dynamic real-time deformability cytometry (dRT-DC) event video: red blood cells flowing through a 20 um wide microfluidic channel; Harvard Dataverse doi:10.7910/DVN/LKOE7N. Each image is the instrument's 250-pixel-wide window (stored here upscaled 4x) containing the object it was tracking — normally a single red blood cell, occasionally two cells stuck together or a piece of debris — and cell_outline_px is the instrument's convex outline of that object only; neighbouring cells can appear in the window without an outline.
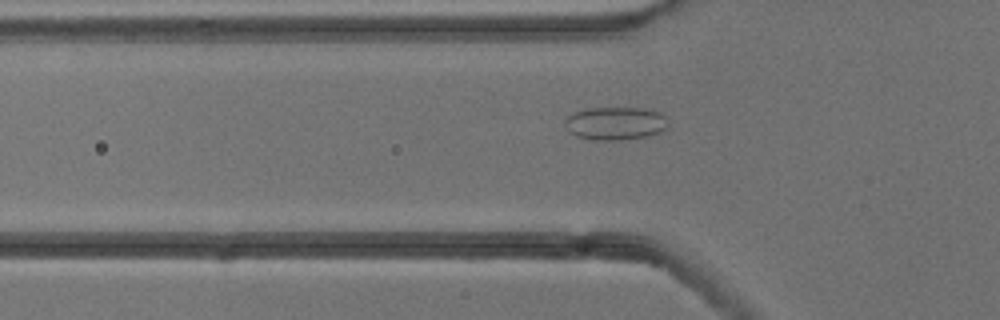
{"species": "common noctule bat (a hibernating species)", "species_latin": "Nyctalus noctula", "temperature_condition": "cold", "stored_images_in_passage": 54, "camera_frame_rate_fps": 3000, "um_per_image_px": 0.085, "animal": {"sex": "male", "body_mass_g": 13.3}, "frame": {"image": 1, "passage_image": 18, "time_ms": 5.667, "image_size_px": [1000, 320], "cell_outline_px": [[668, 124], [664, 132], [644, 136], [620, 140], [592, 140], [576, 136], [568, 132], [564, 124], [564, 120], [568, 116], [576, 112], [588, 108], [640, 108], [660, 112], [664, 116]], "centroid_in_image_um": [52.29, 10.49], "position_along_channel_um": 73.5, "area_um2": 19.94}}
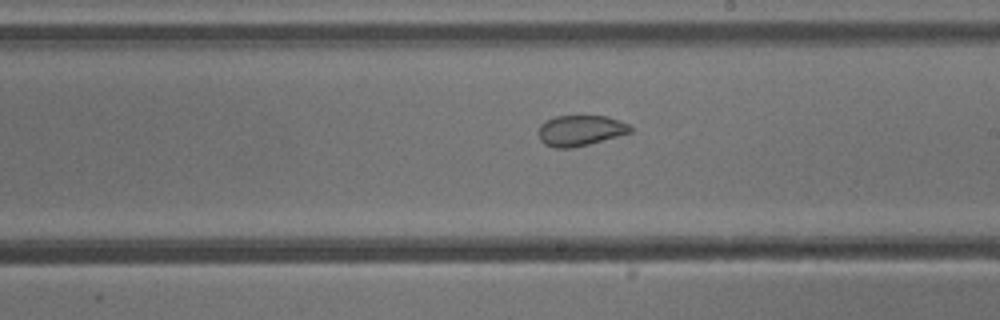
{"frame": {"image": 2, "passage_image": 31, "time_ms": 10.0, "image_size_px": [1000, 320], "cell_outline_px": [[632, 132], [588, 144], [572, 148], [556, 148], [544, 144], [540, 140], [540, 124], [544, 120], [556, 116], [608, 116], [628, 124], [632, 128]], "centroid_in_image_um": [49.32, 11.09], "position_along_channel_um": 239.7, "area_um2": 16.3}}
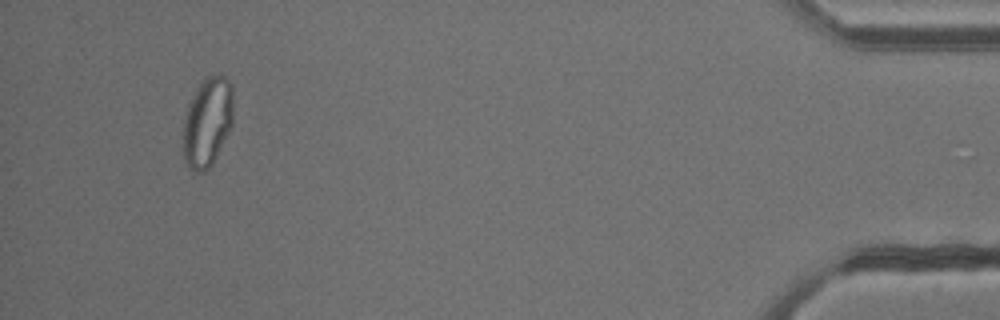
{"frame": {"image": 3, "passage_image": 51, "time_ms": 16.667, "image_size_px": [1000, 320], "cell_outline_px": [[232, 124], [212, 164], [204, 172], [192, 172], [188, 168], [184, 160], [184, 120], [188, 104], [192, 96], [204, 76], [224, 76], [232, 84]], "centroid_in_image_um": [17.62, 10.38], "position_along_channel_um": 417.6, "area_um2": 25.89}, "authors_computed_cell_mechanics": {"area_um2": 23.0333, "velocity_mm_per_s": 3.8168, "shape_relaxation_time_tau1_ms": null, "shape_relaxation_time_tau2_ms": 1.0475, "deformation_change_tau1": null, "deformation_change_tau2": 0.0597}}